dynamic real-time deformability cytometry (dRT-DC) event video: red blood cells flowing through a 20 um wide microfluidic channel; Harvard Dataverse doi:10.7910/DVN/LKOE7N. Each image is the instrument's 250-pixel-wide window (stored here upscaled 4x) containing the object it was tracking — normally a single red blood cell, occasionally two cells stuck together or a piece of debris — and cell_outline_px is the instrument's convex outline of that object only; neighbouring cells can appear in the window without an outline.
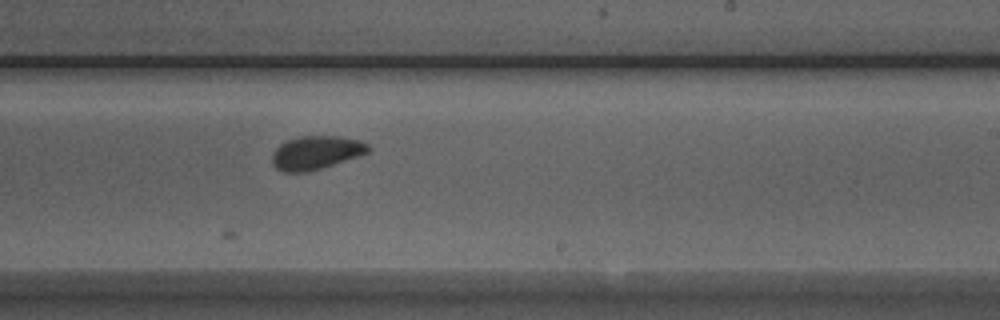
{"species": "Egyptian fruit bat (a non-hibernating species)", "species_latin": "Rousettus aegyptiacus", "temperature_condition": "room temperature", "stored_images_in_passage": 38, "camera_frame_rate_fps": 3000, "um_per_image_px": 0.085, "animal": {"sex": "male"}, "frame": {"image": 1, "passage_image": 19, "time_ms": 6.0, "image_size_px": [1000, 320], "cell_outline_px": [[372, 148], [368, 152], [360, 156], [308, 172], [284, 172], [276, 168], [272, 164], [272, 152], [280, 144], [288, 140], [300, 136], [340, 136], [360, 140], [368, 144]], "centroid_in_image_um": [26.87, 12.97], "position_along_channel_um": 262.1, "area_um2": 18.9}}
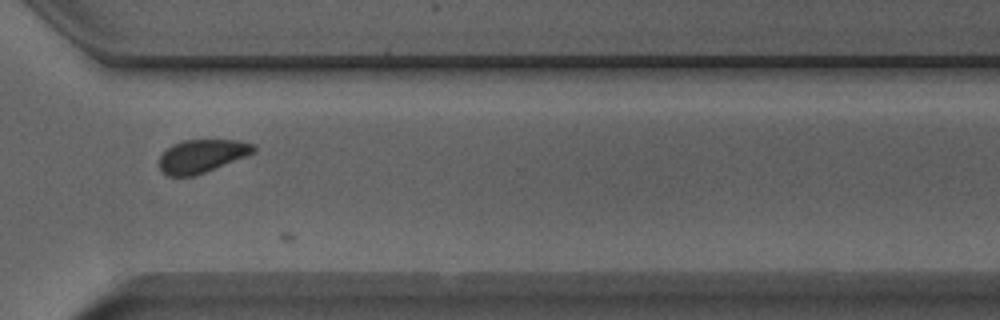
{"frame": {"image": 2, "passage_image": 26, "time_ms": 8.333, "image_size_px": [1000, 320], "cell_outline_px": [[256, 152], [204, 172], [192, 176], [168, 176], [160, 168], [160, 156], [172, 144], [184, 140], [240, 140], [256, 144]], "centroid_in_image_um": [17.19, 13.24], "position_along_channel_um": 353.4, "area_um2": 18.03}}
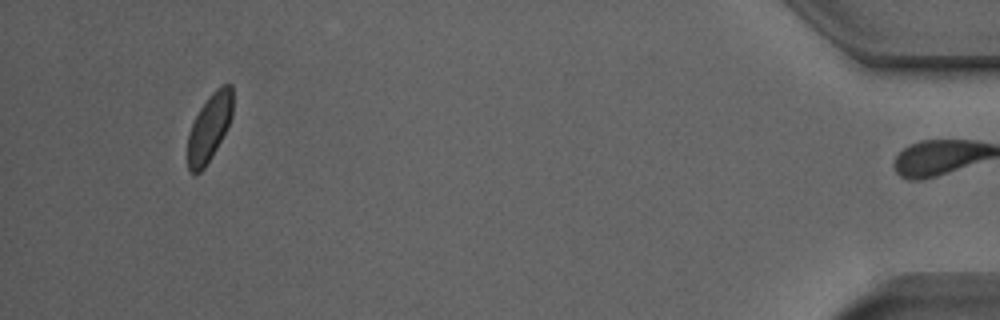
{"frame": {"image": 3, "passage_image": 37, "time_ms": 12.0, "image_size_px": [1000, 320], "cell_outline_px": [[232, 116], [216, 148], [204, 168], [200, 172], [192, 172], [188, 168], [188, 136], [192, 124], [200, 108], [208, 96], [216, 88], [224, 84], [232, 84]], "centroid_in_image_um": [17.79, 10.8], "position_along_channel_um": 417.4, "area_um2": 17.22}}